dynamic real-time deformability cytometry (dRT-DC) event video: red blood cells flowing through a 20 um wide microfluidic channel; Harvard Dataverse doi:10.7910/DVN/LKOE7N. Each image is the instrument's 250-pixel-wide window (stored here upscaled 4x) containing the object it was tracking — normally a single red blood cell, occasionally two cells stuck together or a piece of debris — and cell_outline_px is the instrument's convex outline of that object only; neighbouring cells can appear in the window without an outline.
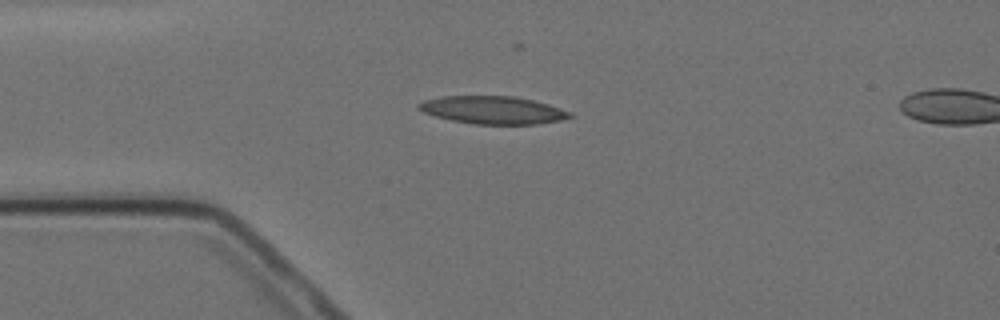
{"species": "Egyptian fruit bat (a non-hibernating species)", "species_latin": "Rousettus aegyptiacus", "temperature_condition": "cold", "stored_images_in_passage": 4, "camera_frame_rate_fps": 3000, "um_per_image_px": 0.085, "animal": {"sex": "female"}, "frame": {"image": 1, "passage_image": 3, "time_ms": 2.333, "image_size_px": [1000, 320], "cell_outline_px": [[576, 116], [560, 120], [536, 124], [472, 124], [452, 120], [436, 116], [424, 112], [416, 108], [416, 104], [424, 100], [440, 96], [516, 96], [548, 104], [572, 112]], "centroid_in_image_um": [41.9, 9.35], "position_along_channel_um": 43.1, "area_um2": 24.57}}